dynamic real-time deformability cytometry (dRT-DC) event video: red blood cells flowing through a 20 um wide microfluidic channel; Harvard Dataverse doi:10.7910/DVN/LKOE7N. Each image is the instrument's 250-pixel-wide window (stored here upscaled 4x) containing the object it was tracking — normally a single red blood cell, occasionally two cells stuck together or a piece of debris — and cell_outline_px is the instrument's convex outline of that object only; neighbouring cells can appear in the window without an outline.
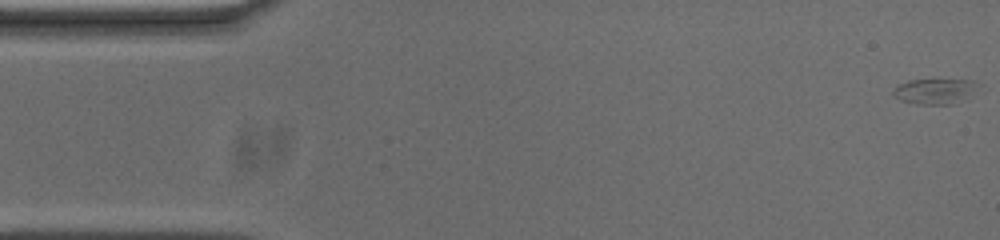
{"species": "common noctule bat (a hibernating species)", "species_latin": "Nyctalus noctula", "temperature_condition": "cold", "stored_images_in_passage": 55, "camera_frame_rate_fps": 3000, "um_per_image_px": 0.085, "animal": {"sex": "male", "body_mass_g": 20.0, "forearm_length_mm": 53.3}, "frame": {"image": 1, "passage_image": 1, "time_ms": 0.0, "image_size_px": [1000, 240], "cell_outline_px": [[984, 84], [952, 104], [916, 104], [900, 100], [892, 92], [900, 84], [908, 80], [972, 80]], "centroid_in_image_um": [79.47, 7.74], "position_along_channel_um": 5.5, "area_um2": 12.2}}
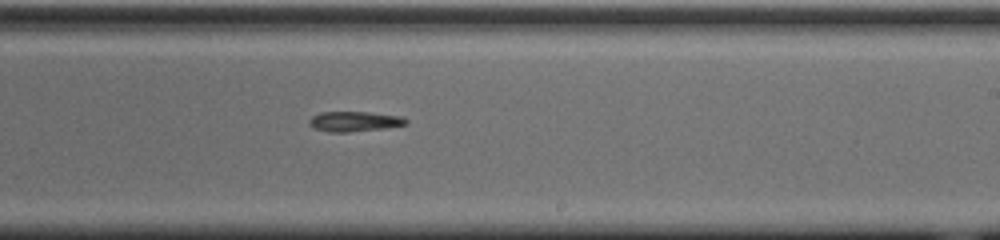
{"frame": {"image": 2, "passage_image": 32, "time_ms": 10.333, "image_size_px": [1000, 240], "cell_outline_px": [[408, 124], [384, 128], [348, 132], [328, 132], [312, 128], [308, 124], [308, 120], [312, 116], [320, 112], [368, 112], [400, 116], [408, 120]], "centroid_in_image_um": [30.07, 10.32], "position_along_channel_um": 258.9, "area_um2": 11.39}}
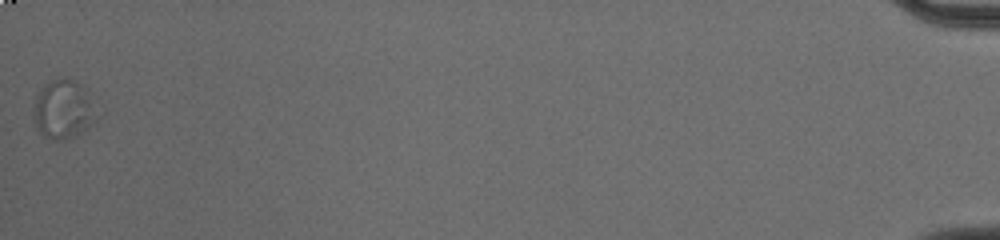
{"frame": {"image": 3, "passage_image": 55, "time_ms": 18.0, "image_size_px": [1000, 240], "cell_outline_px": [[104, 112], [100, 116], [84, 128], [72, 136], [60, 140], [52, 140], [44, 136], [40, 132], [36, 124], [36, 96], [52, 80], [72, 80], [88, 88]], "centroid_in_image_um": [5.55, 9.29], "position_along_channel_um": 429.7, "area_um2": 21.44}, "authors_computed_cell_mechanics": {"area_um2": 11.9646, "velocity_mm_per_s": 3.665, "shape_relaxation_time_tau1_ms": 3.704, "shape_relaxation_time_tau2_ms": null, "deformation_change_tau1": 0.1501, "deformation_change_tau2": null}}